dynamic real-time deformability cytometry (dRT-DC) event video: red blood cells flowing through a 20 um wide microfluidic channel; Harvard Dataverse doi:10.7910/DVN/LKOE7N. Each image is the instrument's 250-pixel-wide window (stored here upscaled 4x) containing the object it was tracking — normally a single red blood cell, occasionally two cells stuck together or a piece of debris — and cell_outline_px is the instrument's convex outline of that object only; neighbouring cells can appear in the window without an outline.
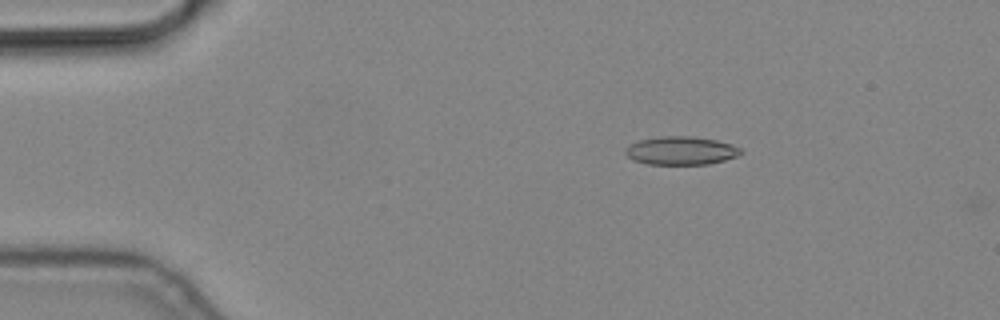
{"species": "common noctule bat (a hibernating species)", "species_latin": "Nyctalus noctula", "temperature_condition": "cold", "stored_images_in_passage": 5, "camera_frame_rate_fps": 3000, "um_per_image_px": 0.085, "animal": {"sex": "male", "body_mass_g": 19.2, "forearm_length_mm": 51.8}, "frame": {"image": 1, "passage_image": 3, "time_ms": 0.667, "image_size_px": [1000, 320], "cell_outline_px": [[744, 152], [740, 156], [708, 164], [648, 164], [632, 160], [624, 152], [624, 148], [628, 144], [640, 140], [660, 136], [692, 136], [716, 140], [732, 144], [740, 148]], "centroid_in_image_um": [57.88, 12.8], "position_along_channel_um": 27.1, "area_um2": 19.25}}